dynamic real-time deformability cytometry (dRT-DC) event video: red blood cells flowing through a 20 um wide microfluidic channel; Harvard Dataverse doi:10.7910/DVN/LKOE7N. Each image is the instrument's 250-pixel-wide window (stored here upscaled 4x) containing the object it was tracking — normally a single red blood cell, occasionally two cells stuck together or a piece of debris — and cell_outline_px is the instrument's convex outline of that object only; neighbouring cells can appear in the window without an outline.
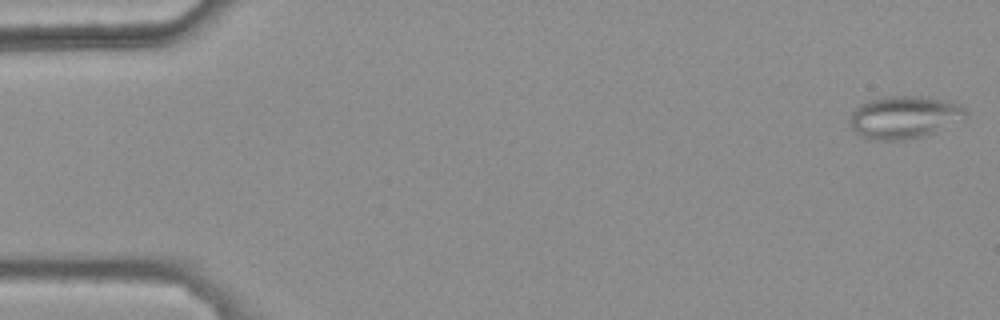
{"species": "common noctule bat (a hibernating species)", "species_latin": "Nyctalus noctula", "temperature_condition": "warm", "stored_images_in_passage": 47, "camera_frame_rate_fps": 3000, "um_per_image_px": 0.085, "animal": {"sex": "female", "body_mass_g": 25.1}, "frame": {"image": 1, "passage_image": 1, "time_ms": 0.0, "image_size_px": [1000, 320], "cell_outline_px": [[968, 112], [964, 120], [936, 132], [924, 136], [904, 140], [868, 140], [860, 136], [848, 124], [848, 116], [860, 104], [868, 100], [884, 96], [920, 96], [948, 100], [960, 104]], "centroid_in_image_um": [76.86, 9.97], "position_along_channel_um": 8.1, "area_um2": 29.42}}
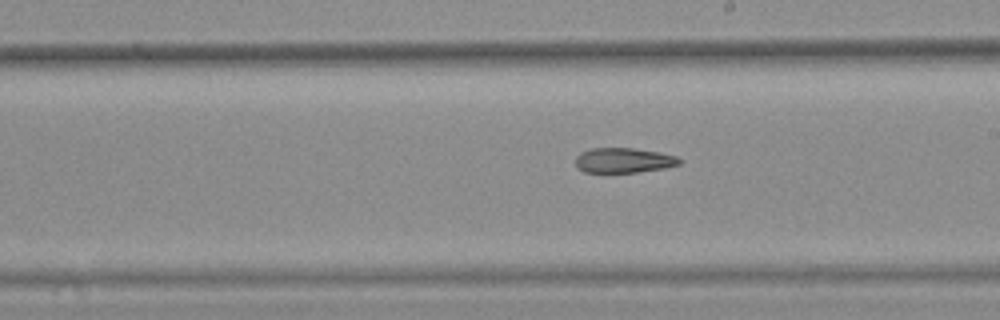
{"frame": {"image": 2, "passage_image": 30, "time_ms": 9.667, "image_size_px": [1000, 320], "cell_outline_px": [[680, 164], [664, 168], [636, 172], [584, 172], [576, 164], [576, 156], [580, 152], [592, 148], [632, 148], [660, 152], [676, 156], [680, 160]], "centroid_in_image_um": [53.0, 13.62], "position_along_channel_um": 236.0, "area_um2": 14.97}}
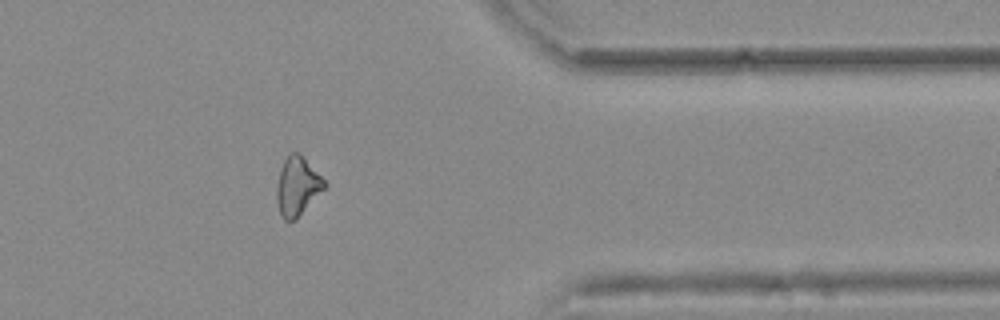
{"frame": {"image": 3, "passage_image": 43, "time_ms": 14.0, "image_size_px": [1000, 320], "cell_outline_px": [[324, 188], [296, 220], [284, 220], [280, 216], [276, 200], [276, 188], [280, 168], [284, 160], [292, 152], [300, 152], [324, 180]], "centroid_in_image_um": [25.23, 15.84], "position_along_channel_um": 386.2, "area_um2": 16.18}, "authors_computed_cell_mechanics": {"area_um2": 16.6464, "velocity_mm_per_s": 3.8158, "shape_relaxation_time_tau1_ms": null, "shape_relaxation_time_tau2_ms": 10.9916, "deformation_change_tau1": null, "deformation_change_tau2": 0.2406}}